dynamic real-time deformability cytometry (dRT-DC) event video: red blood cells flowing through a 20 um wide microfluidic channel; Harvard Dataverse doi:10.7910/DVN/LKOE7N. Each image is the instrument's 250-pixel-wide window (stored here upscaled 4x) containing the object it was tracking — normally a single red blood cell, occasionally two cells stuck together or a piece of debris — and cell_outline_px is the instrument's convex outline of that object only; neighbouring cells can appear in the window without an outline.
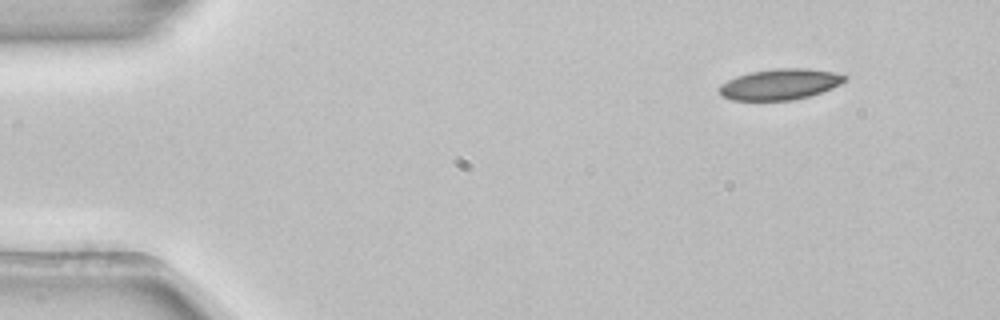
{"species": "common noctule bat (a hibernating species)", "species_latin": "Nyctalus noctula", "temperature_condition": "room temperature", "stored_images_in_passage": 48, "camera_frame_rate_fps": 3000, "um_per_image_px": 0.085, "animal": {"sex": "female", "body_mass_g": 22.7, "forearm_length_mm": 54.2}, "frame": {"image": 1, "passage_image": 1, "time_ms": 0.0, "image_size_px": [1000, 320], "cell_outline_px": [[848, 80], [832, 88], [808, 96], [792, 100], [732, 100], [720, 96], [720, 84], [736, 76], [752, 72], [776, 68], [808, 68], [832, 72], [848, 76]], "centroid_in_image_um": [66.3, 7.16], "position_along_channel_um": 18.7, "area_um2": 22.48}}
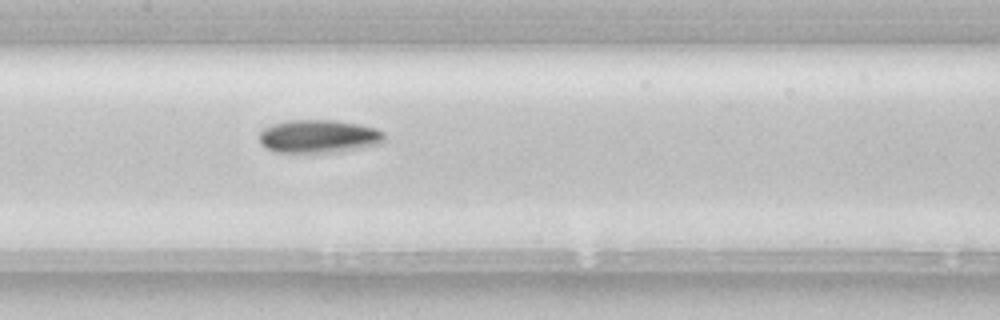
{"frame": {"image": 2, "passage_image": 21, "time_ms": 6.667, "image_size_px": [1000, 320], "cell_outline_px": [[384, 140], [380, 144], [340, 152], [276, 152], [260, 144], [260, 132], [264, 128], [272, 124], [288, 120], [336, 120], [376, 128], [384, 132]], "centroid_in_image_um": [27.1, 11.59], "position_along_channel_um": 180.3, "area_um2": 24.16}}
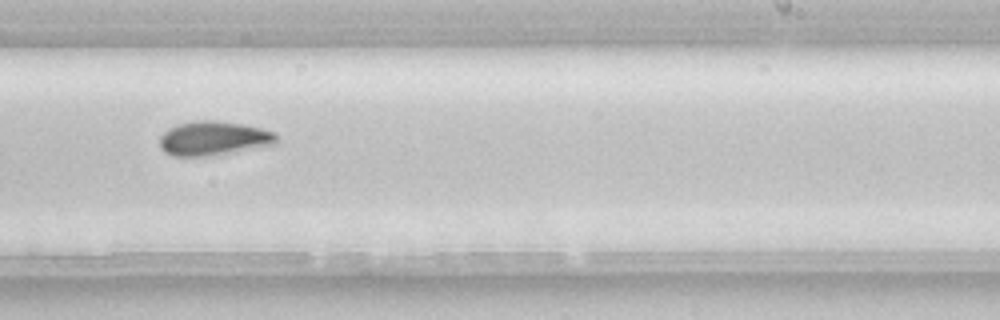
{"frame": {"image": 3, "passage_image": 28, "time_ms": 9.0, "image_size_px": [1000, 320], "cell_outline_px": [[280, 140], [276, 144], [220, 156], [172, 156], [164, 152], [160, 148], [160, 136], [168, 128], [176, 124], [200, 120], [208, 120], [244, 124], [276, 132]], "centroid_in_image_um": [18.2, 11.78], "position_along_channel_um": 270.8, "area_um2": 23.87}, "authors_computed_cell_mechanics": {"area_um2": 22.9177, "velocity_mm_per_s": 3.9049, "shape_relaxation_time_tau1_ms": 3.8152, "shape_relaxation_time_tau2_ms": null, "deformation_change_tau1": 0.1208, "deformation_change_tau2": null}}